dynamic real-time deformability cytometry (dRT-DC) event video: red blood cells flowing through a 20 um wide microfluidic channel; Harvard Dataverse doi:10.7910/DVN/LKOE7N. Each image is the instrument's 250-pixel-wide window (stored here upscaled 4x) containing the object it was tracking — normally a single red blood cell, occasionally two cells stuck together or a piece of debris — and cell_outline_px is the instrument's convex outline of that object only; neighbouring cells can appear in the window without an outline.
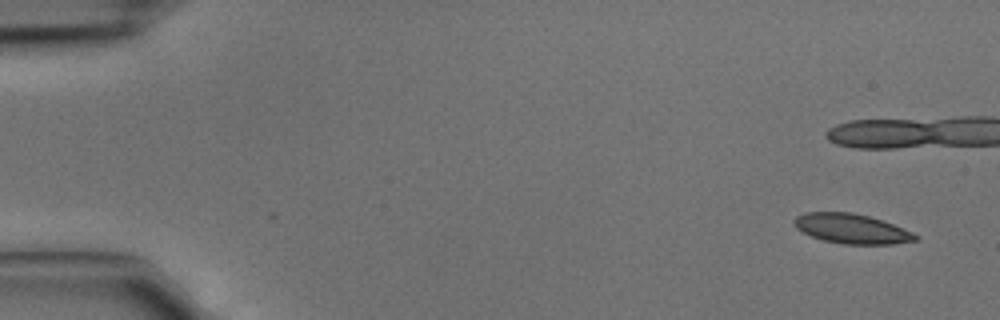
{"species": "common noctule bat (a hibernating species)", "species_latin": "Nyctalus noctula", "temperature_condition": "cold", "stored_images_in_passage": 5, "camera_frame_rate_fps": 3000, "um_per_image_px": 0.085, "animal": {"sex": "male", "body_mass_g": 15.6}, "frame": {"image": 1, "passage_image": 1, "time_ms": 0.0, "image_size_px": [1000, 320], "cell_outline_px": [[920, 240], [892, 244], [844, 244], [824, 240], [812, 236], [796, 228], [792, 224], [792, 220], [796, 216], [804, 212], [852, 212], [868, 216], [892, 224], [912, 232], [920, 236]], "centroid_in_image_um": [72.38, 19.44], "position_along_channel_um": 12.6, "area_um2": 20.98}}